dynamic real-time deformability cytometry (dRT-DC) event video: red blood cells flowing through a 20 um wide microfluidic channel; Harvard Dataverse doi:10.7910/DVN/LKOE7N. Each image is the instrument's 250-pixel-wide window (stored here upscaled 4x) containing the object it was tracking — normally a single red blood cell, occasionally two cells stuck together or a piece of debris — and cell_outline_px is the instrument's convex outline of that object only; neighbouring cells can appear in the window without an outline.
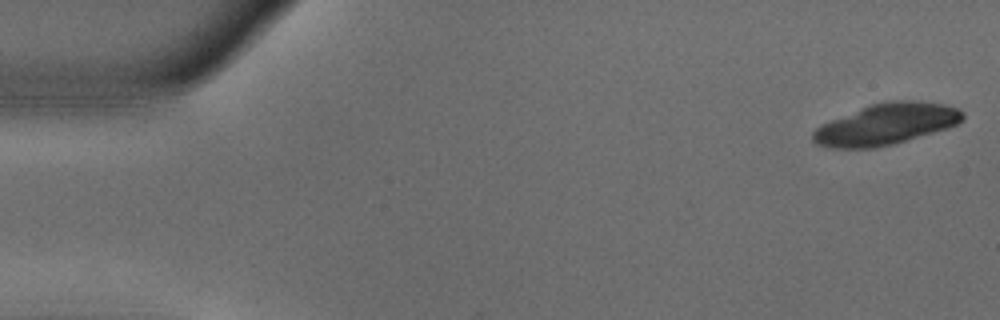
{"species": "common noctule bat (a hibernating species)", "species_latin": "Nyctalus noctula", "temperature_condition": "warm", "stored_images_in_passage": 19, "camera_frame_rate_fps": 3000, "um_per_image_px": 0.085, "animal": {"sex": "male", "body_mass_g": 18.8}, "frame": {"image": 1, "passage_image": 1, "time_ms": 0.0, "image_size_px": [1000, 320], "cell_outline_px": [[964, 120], [948, 128], [892, 144], [876, 148], [828, 148], [816, 144], [812, 140], [812, 132], [820, 124], [868, 104], [884, 100], [920, 100], [944, 104], [960, 108], [964, 112]], "centroid_in_image_um": [75.31, 10.53], "position_along_channel_um": 9.7, "area_um2": 36.47}}